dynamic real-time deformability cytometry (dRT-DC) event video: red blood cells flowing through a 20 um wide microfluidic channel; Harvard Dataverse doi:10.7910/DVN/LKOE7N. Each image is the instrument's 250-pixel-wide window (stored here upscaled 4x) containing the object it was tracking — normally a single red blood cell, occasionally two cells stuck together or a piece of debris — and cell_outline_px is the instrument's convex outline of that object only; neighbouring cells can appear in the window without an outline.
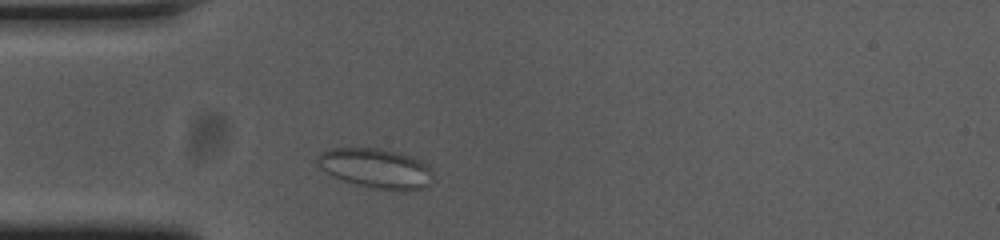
{"species": "common noctule bat (a hibernating species)", "species_latin": "Nyctalus noctula", "temperature_condition": "cold", "stored_images_in_passage": 6, "camera_frame_rate_fps": 3000, "um_per_image_px": 0.085, "animal": {"sex": "female", "body_mass_g": 23.0, "forearm_length_mm": 53.4}, "frame": {"image": 1, "passage_image": 4, "time_ms": 1.0, "image_size_px": [1000, 240], "cell_outline_px": [[432, 180], [424, 188], [404, 192], [372, 188], [344, 180], [320, 168], [316, 160], [316, 156], [320, 152], [332, 148], [376, 148], [400, 152], [412, 156], [420, 160], [432, 172]], "centroid_in_image_um": [31.97, 14.31], "position_along_channel_um": 53.0, "area_um2": 26.76}}